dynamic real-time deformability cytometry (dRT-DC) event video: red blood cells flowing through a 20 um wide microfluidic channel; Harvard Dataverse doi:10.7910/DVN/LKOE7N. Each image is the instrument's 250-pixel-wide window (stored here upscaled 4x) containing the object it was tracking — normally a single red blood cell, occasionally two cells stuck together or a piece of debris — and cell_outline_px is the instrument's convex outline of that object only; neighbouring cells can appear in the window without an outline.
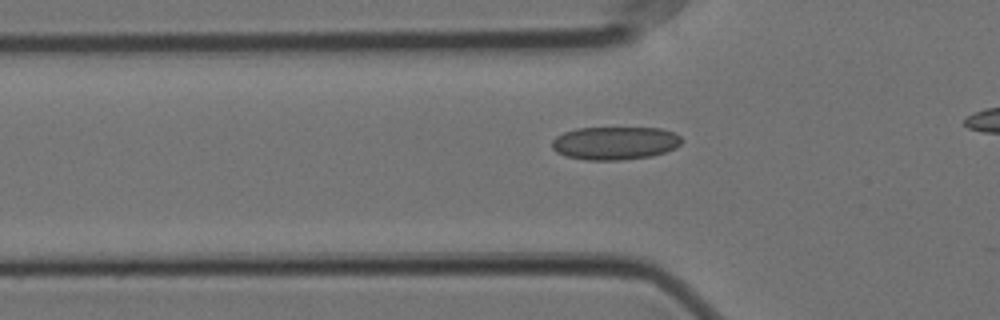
{"species": "Egyptian fruit bat (a non-hibernating species)", "species_latin": "Rousettus aegyptiacus", "temperature_condition": "cold", "stored_images_in_passage": 33, "camera_frame_rate_fps": 3000, "um_per_image_px": 0.085, "animal": {"sex": "female"}, "frame": {"image": 1, "passage_image": 5, "time_ms": 1.333, "image_size_px": [1000, 320], "cell_outline_px": [[684, 140], [676, 148], [652, 156], [620, 160], [584, 160], [564, 156], [556, 152], [552, 148], [552, 140], [556, 136], [564, 132], [576, 128], [660, 128], [672, 132], [680, 136]], "centroid_in_image_um": [52.25, 12.17], "position_along_channel_um": 73.5, "area_um2": 25.2}}
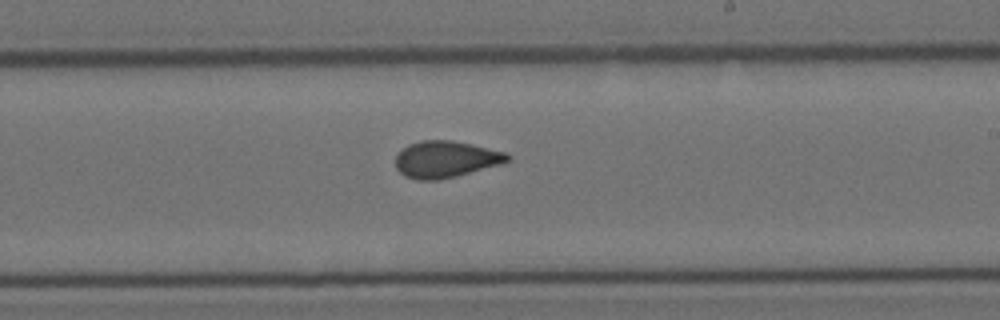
{"frame": {"image": 2, "passage_image": 20, "time_ms": 6.333, "image_size_px": [1000, 320], "cell_outline_px": [[512, 156], [504, 164], [456, 176], [436, 180], [416, 180], [404, 176], [396, 168], [396, 156], [408, 144], [424, 140], [452, 140], [472, 144], [508, 152]], "centroid_in_image_um": [37.93, 13.54], "position_along_channel_um": 251.1, "area_um2": 24.1}}
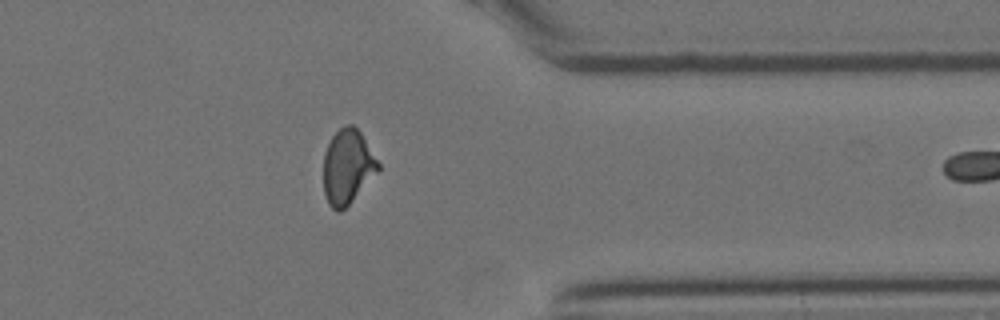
{"frame": {"image": 3, "passage_image": 32, "time_ms": 10.333, "image_size_px": [1000, 320], "cell_outline_px": [[380, 168], [348, 204], [340, 212], [336, 212], [328, 204], [324, 192], [324, 152], [332, 136], [344, 124], [352, 124], [360, 132], [380, 164]], "centroid_in_image_um": [29.51, 14.16], "position_along_channel_um": 381.9, "area_um2": 23.35}}